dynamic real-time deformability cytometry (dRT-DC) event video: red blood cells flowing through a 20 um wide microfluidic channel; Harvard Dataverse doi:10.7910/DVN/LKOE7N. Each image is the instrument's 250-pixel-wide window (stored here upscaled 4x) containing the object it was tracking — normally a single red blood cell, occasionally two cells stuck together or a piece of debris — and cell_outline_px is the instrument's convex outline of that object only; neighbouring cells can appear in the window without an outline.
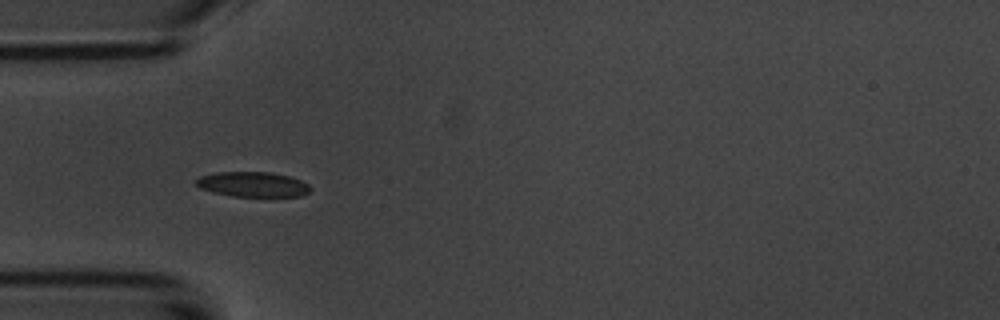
{"species": "common noctule bat (a hibernating species)", "species_latin": "Nyctalus noctula", "temperature_condition": "room temperature", "stored_images_in_passage": 7, "camera_frame_rate_fps": 3000, "um_per_image_px": 0.085, "animal": {"sex": "male", "body_mass_g": 20.1, "forearm_length_mm": 53.5}, "frame": {"image": 1, "passage_image": 6, "time_ms": 6.0, "image_size_px": [1000, 320], "cell_outline_px": [[312, 188], [308, 192], [300, 196], [232, 196], [200, 188], [196, 184], [196, 180], [200, 176], [216, 172], [272, 172], [288, 176], [300, 180], [308, 184]], "centroid_in_image_um": [21.5, 15.66], "position_along_channel_um": 63.5, "area_um2": 16.47}}